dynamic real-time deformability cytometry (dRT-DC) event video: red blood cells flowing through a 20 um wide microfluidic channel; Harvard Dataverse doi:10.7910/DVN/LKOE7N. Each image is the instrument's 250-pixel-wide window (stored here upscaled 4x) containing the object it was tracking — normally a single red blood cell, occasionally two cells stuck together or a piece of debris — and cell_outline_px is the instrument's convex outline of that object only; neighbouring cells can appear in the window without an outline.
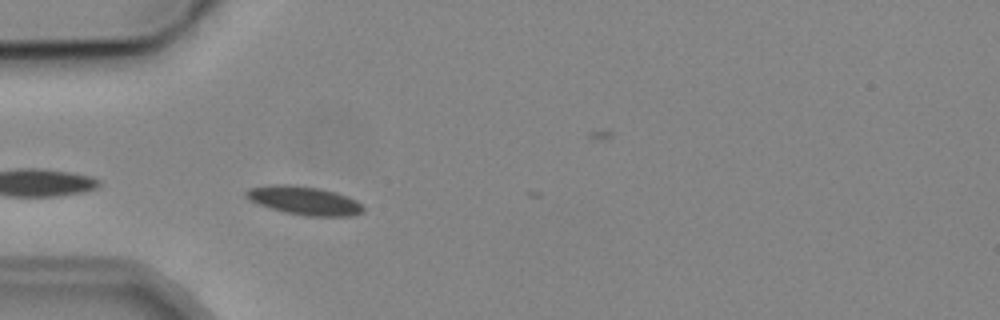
{"species": "common noctule bat (a hibernating species)", "species_latin": "Nyctalus noctula", "temperature_condition": "cold", "stored_images_in_passage": 2, "camera_frame_rate_fps": 3000, "um_per_image_px": 0.085, "animal": {"sex": "male", "body_mass_g": 19.2, "forearm_length_mm": 51.8}, "frame": {"image": 1, "passage_image": 2, "time_ms": 1.667, "image_size_px": [1000, 320], "cell_outline_px": [[364, 212], [352, 216], [308, 216], [284, 212], [260, 204], [244, 196], [244, 192], [248, 188], [272, 184], [292, 184], [320, 188], [336, 192], [348, 196], [356, 200], [364, 208]], "centroid_in_image_um": [25.88, 17.03], "position_along_channel_um": 59.1, "area_um2": 19.54}}